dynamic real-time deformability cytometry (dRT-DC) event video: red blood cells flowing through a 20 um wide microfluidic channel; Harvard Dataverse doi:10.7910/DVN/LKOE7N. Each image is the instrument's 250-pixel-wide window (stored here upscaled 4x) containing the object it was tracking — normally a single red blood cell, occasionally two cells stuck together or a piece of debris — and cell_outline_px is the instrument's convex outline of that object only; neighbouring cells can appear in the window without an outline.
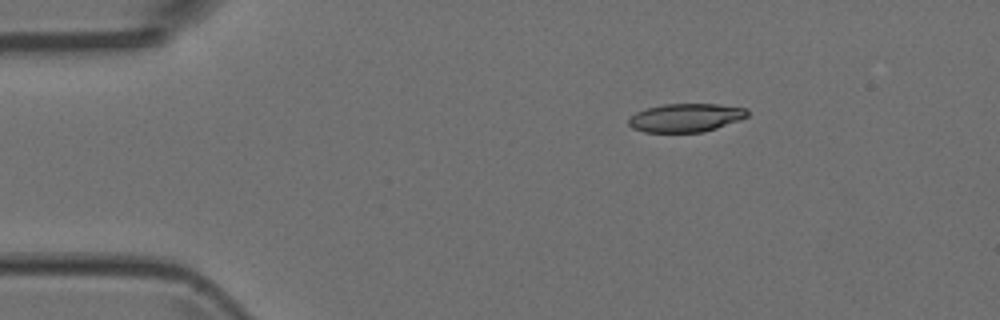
{"species": "Egyptian fruit bat (a non-hibernating species)", "species_latin": "Rousettus aegyptiacus", "temperature_condition": "room temperature", "stored_images_in_passage": 4, "camera_frame_rate_fps": 3000, "um_per_image_px": 0.085, "animal": {"sex": "female"}, "frame": {"image": 1, "passage_image": 2, "time_ms": 0.333, "image_size_px": [1000, 320], "cell_outline_px": [[748, 116], [740, 120], [704, 132], [644, 132], [632, 128], [628, 124], [628, 120], [636, 112], [644, 108], [664, 104], [720, 104], [748, 108]], "centroid_in_image_um": [58.3, 10.0], "position_along_channel_um": 26.7, "area_um2": 19.83}}
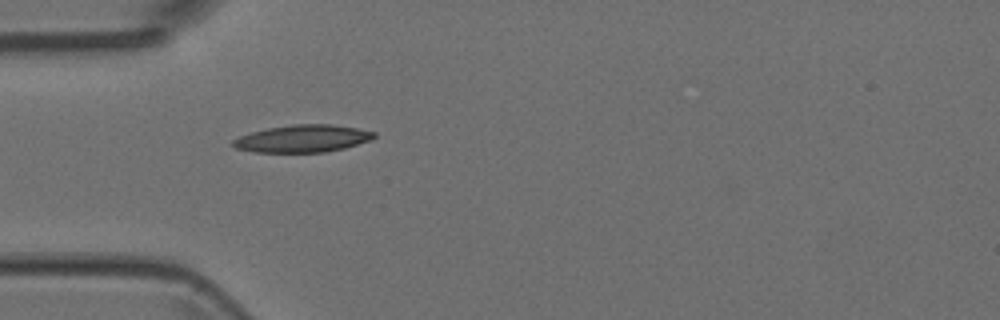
{"frame": {"image": 2, "passage_image": 4, "time_ms": 1.0, "image_size_px": [1000, 320], "cell_outline_px": [[376, 136], [372, 140], [344, 148], [324, 152], [252, 152], [236, 148], [232, 144], [232, 140], [240, 136], [252, 132], [268, 128], [292, 124], [332, 124], [356, 128], [376, 132]], "centroid_in_image_um": [25.74, 11.78], "position_along_channel_um": 59.3, "area_um2": 22.48}}